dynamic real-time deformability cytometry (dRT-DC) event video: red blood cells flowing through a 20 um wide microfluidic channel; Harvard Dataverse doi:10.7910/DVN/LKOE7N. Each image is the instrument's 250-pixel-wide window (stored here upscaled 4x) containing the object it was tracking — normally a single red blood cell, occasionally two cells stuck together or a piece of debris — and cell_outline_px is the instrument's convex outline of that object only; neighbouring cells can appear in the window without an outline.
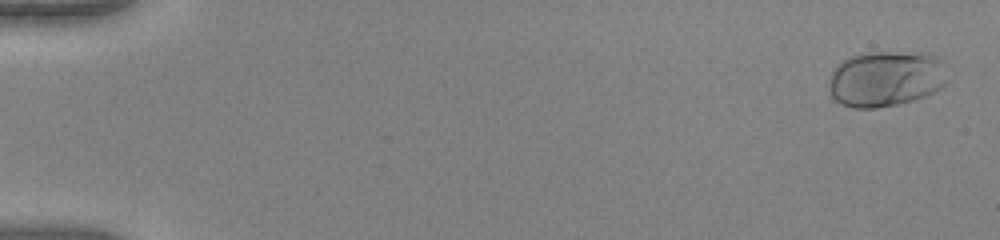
{"species": "human", "species_latin": "Homo sapiens", "temperature_condition": "warm", "stored_images_in_passage": 52, "camera_frame_rate_fps": 3000, "um_per_image_px": 0.085, "donor": {"sex": "female"}, "frame": {"image": 1, "passage_image": 2, "time_ms": 0.333, "image_size_px": [1000, 240], "cell_outline_px": [[944, 84], [940, 88], [924, 96], [912, 100], [896, 104], [876, 108], [856, 108], [840, 104], [832, 96], [828, 88], [828, 80], [832, 72], [844, 60], [852, 56], [876, 52], [884, 52], [928, 56], [940, 60]], "centroid_in_image_um": [75.17, 6.74], "position_along_channel_um": 9.8, "area_um2": 37.11}}
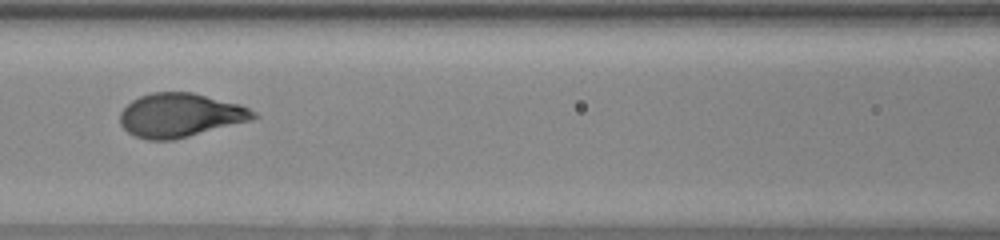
{"frame": {"image": 2, "passage_image": 25, "time_ms": 8.0, "image_size_px": [1000, 240], "cell_outline_px": [[260, 116], [252, 120], [172, 140], [148, 140], [136, 136], [128, 132], [120, 124], [120, 112], [132, 100], [140, 96], [152, 92], [192, 92], [240, 104], [256, 112]], "centroid_in_image_um": [15.32, 9.79], "position_along_channel_um": 151.3, "area_um2": 33.99}}
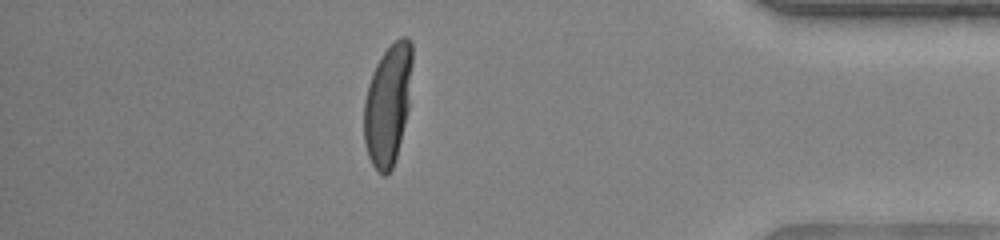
{"frame": {"image": 3, "passage_image": 46, "time_ms": 15.0, "image_size_px": [1000, 240], "cell_outline_px": [[412, 64], [408, 108], [396, 156], [392, 168], [384, 176], [372, 164], [368, 156], [364, 144], [364, 100], [368, 84], [372, 72], [380, 56], [400, 36], [404, 36], [412, 44]], "centroid_in_image_um": [32.95, 8.86], "position_along_channel_um": 402.3, "area_um2": 33.64}, "authors_computed_cell_mechanics": {"area_um2": 34.1309, "velocity_mm_per_s": 4.044, "shape_relaxation_time_tau1_ms": 3.7346, "shape_relaxation_time_tau2_ms": null, "deformation_change_tau1": 0.1978, "deformation_change_tau2": null}}